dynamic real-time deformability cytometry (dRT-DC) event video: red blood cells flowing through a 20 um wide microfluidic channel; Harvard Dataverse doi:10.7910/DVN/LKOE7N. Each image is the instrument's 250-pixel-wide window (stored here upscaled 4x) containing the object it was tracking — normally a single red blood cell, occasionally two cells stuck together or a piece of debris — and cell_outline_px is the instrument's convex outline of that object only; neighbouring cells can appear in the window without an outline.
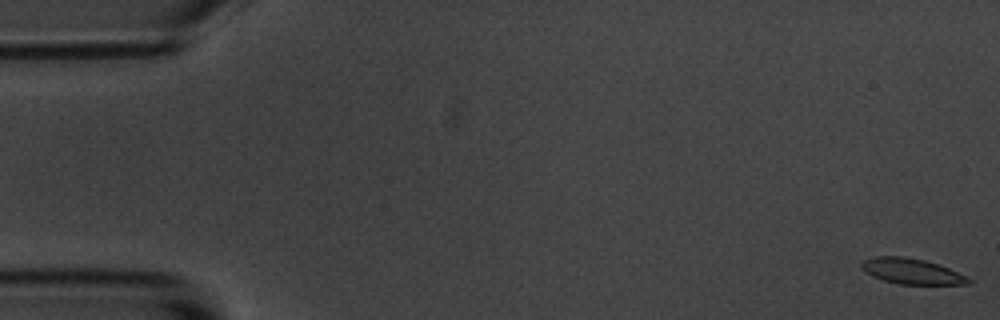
{"species": "common noctule bat (a hibernating species)", "species_latin": "Nyctalus noctula", "temperature_condition": "room temperature", "stored_images_in_passage": 55, "camera_frame_rate_fps": 3000, "um_per_image_px": 0.085, "animal": {"sex": "male", "body_mass_g": 20.1, "forearm_length_mm": 53.5}, "frame": {"image": 1, "passage_image": 1, "time_ms": 0.0, "image_size_px": [1000, 320], "cell_outline_px": [[972, 284], [900, 284], [884, 280], [872, 276], [860, 268], [860, 264], [864, 260], [872, 256], [904, 256], [924, 260], [940, 264], [972, 280]], "centroid_in_image_um": [77.45, 23.04], "position_along_channel_um": 7.5, "area_um2": 15.9}}
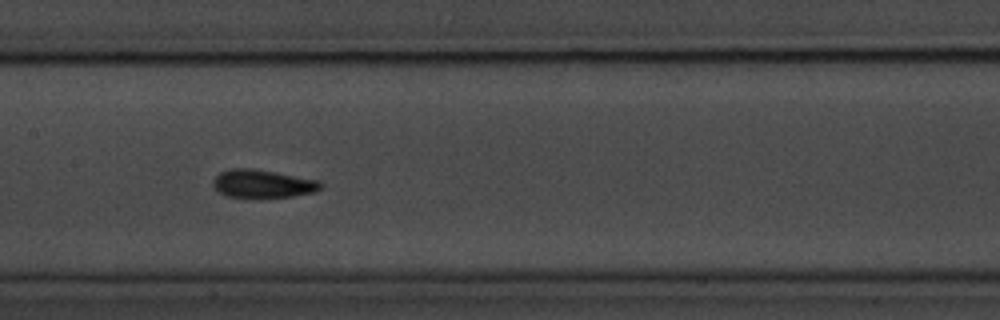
{"frame": {"image": 2, "passage_image": 27, "time_ms": 8.667, "image_size_px": [1000, 320], "cell_outline_px": [[324, 184], [316, 192], [292, 196], [260, 200], [252, 200], [224, 196], [212, 184], [212, 180], [220, 172], [232, 168], [252, 168], [276, 172], [320, 180]], "centroid_in_image_um": [22.33, 15.66], "position_along_channel_um": 185.1, "area_um2": 18.5}}
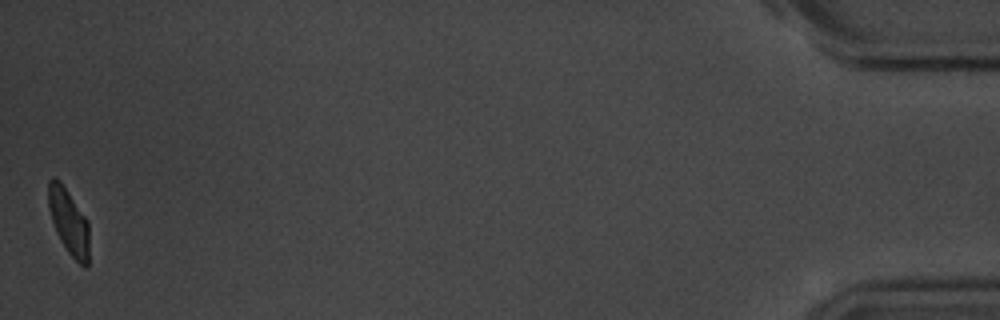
{"frame": {"image": 3, "passage_image": 55, "time_ms": 18.0, "image_size_px": [1000, 320], "cell_outline_px": [[88, 268], [84, 268], [68, 252], [60, 240], [56, 232], [52, 220], [48, 204], [48, 180], [52, 176], [56, 176], [60, 180], [88, 220]], "centroid_in_image_um": [5.83, 18.81], "position_along_channel_um": 429.4, "area_um2": 15.66}, "authors_computed_cell_mechanics": {"area_um2": 16.6464, "velocity_mm_per_s": 3.6378, "shape_relaxation_time_tau1_ms": 2.0892, "shape_relaxation_time_tau2_ms": 1.7126, "deformation_change_tau1": 0.1043, "deformation_change_tau2": 0.0554}}